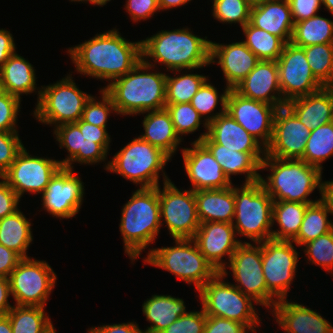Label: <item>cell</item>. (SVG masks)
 <instances>
[{"mask_svg": "<svg viewBox=\"0 0 333 333\" xmlns=\"http://www.w3.org/2000/svg\"><path fill=\"white\" fill-rule=\"evenodd\" d=\"M61 167L59 160L32 156L23 147L1 177L21 199L26 192L42 194L50 179Z\"/></svg>", "mask_w": 333, "mask_h": 333, "instance_id": "obj_15", "label": "cell"}, {"mask_svg": "<svg viewBox=\"0 0 333 333\" xmlns=\"http://www.w3.org/2000/svg\"><path fill=\"white\" fill-rule=\"evenodd\" d=\"M201 142L217 143L230 150L248 152L259 164L266 155V148L226 112L208 123L207 135Z\"/></svg>", "mask_w": 333, "mask_h": 333, "instance_id": "obj_23", "label": "cell"}, {"mask_svg": "<svg viewBox=\"0 0 333 333\" xmlns=\"http://www.w3.org/2000/svg\"><path fill=\"white\" fill-rule=\"evenodd\" d=\"M224 89L223 94L219 95L217 88H215L214 85L207 79L191 99L190 104L207 123L226 112V101L230 88L226 86ZM218 103L221 105L220 110L219 112L214 113Z\"/></svg>", "mask_w": 333, "mask_h": 333, "instance_id": "obj_43", "label": "cell"}, {"mask_svg": "<svg viewBox=\"0 0 333 333\" xmlns=\"http://www.w3.org/2000/svg\"><path fill=\"white\" fill-rule=\"evenodd\" d=\"M252 3H255V2H258V1H261V0H250Z\"/></svg>", "mask_w": 333, "mask_h": 333, "instance_id": "obj_67", "label": "cell"}, {"mask_svg": "<svg viewBox=\"0 0 333 333\" xmlns=\"http://www.w3.org/2000/svg\"><path fill=\"white\" fill-rule=\"evenodd\" d=\"M308 205L299 202L273 201L272 225L277 223L279 230H272V239L292 241L300 230Z\"/></svg>", "mask_w": 333, "mask_h": 333, "instance_id": "obj_35", "label": "cell"}, {"mask_svg": "<svg viewBox=\"0 0 333 333\" xmlns=\"http://www.w3.org/2000/svg\"><path fill=\"white\" fill-rule=\"evenodd\" d=\"M304 254L311 264L323 268L333 276V229L303 245Z\"/></svg>", "mask_w": 333, "mask_h": 333, "instance_id": "obj_46", "label": "cell"}, {"mask_svg": "<svg viewBox=\"0 0 333 333\" xmlns=\"http://www.w3.org/2000/svg\"><path fill=\"white\" fill-rule=\"evenodd\" d=\"M286 106L309 130H314L333 121V87H323L314 93L293 99Z\"/></svg>", "mask_w": 333, "mask_h": 333, "instance_id": "obj_28", "label": "cell"}, {"mask_svg": "<svg viewBox=\"0 0 333 333\" xmlns=\"http://www.w3.org/2000/svg\"><path fill=\"white\" fill-rule=\"evenodd\" d=\"M220 164L224 174L230 181L232 175L245 174L244 183L260 180V164L248 153L227 149L217 143H203Z\"/></svg>", "mask_w": 333, "mask_h": 333, "instance_id": "obj_33", "label": "cell"}, {"mask_svg": "<svg viewBox=\"0 0 333 333\" xmlns=\"http://www.w3.org/2000/svg\"><path fill=\"white\" fill-rule=\"evenodd\" d=\"M44 309L41 306L14 305L7 313L12 333H56Z\"/></svg>", "mask_w": 333, "mask_h": 333, "instance_id": "obj_37", "label": "cell"}, {"mask_svg": "<svg viewBox=\"0 0 333 333\" xmlns=\"http://www.w3.org/2000/svg\"><path fill=\"white\" fill-rule=\"evenodd\" d=\"M3 92V88H2V83H1V78H0V94Z\"/></svg>", "mask_w": 333, "mask_h": 333, "instance_id": "obj_66", "label": "cell"}, {"mask_svg": "<svg viewBox=\"0 0 333 333\" xmlns=\"http://www.w3.org/2000/svg\"><path fill=\"white\" fill-rule=\"evenodd\" d=\"M251 330L248 326L237 321L217 316H207L204 333H248Z\"/></svg>", "mask_w": 333, "mask_h": 333, "instance_id": "obj_52", "label": "cell"}, {"mask_svg": "<svg viewBox=\"0 0 333 333\" xmlns=\"http://www.w3.org/2000/svg\"><path fill=\"white\" fill-rule=\"evenodd\" d=\"M242 242L232 254L228 268L232 271L236 286L250 296L255 305L273 309L277 299L267 290L262 268V242Z\"/></svg>", "mask_w": 333, "mask_h": 333, "instance_id": "obj_12", "label": "cell"}, {"mask_svg": "<svg viewBox=\"0 0 333 333\" xmlns=\"http://www.w3.org/2000/svg\"><path fill=\"white\" fill-rule=\"evenodd\" d=\"M280 90L284 102L314 93L325 87L314 75L306 59L304 47L285 44L277 60Z\"/></svg>", "mask_w": 333, "mask_h": 333, "instance_id": "obj_16", "label": "cell"}, {"mask_svg": "<svg viewBox=\"0 0 333 333\" xmlns=\"http://www.w3.org/2000/svg\"><path fill=\"white\" fill-rule=\"evenodd\" d=\"M111 0H91V4H93L94 6H104L106 5L108 2H110Z\"/></svg>", "mask_w": 333, "mask_h": 333, "instance_id": "obj_64", "label": "cell"}, {"mask_svg": "<svg viewBox=\"0 0 333 333\" xmlns=\"http://www.w3.org/2000/svg\"><path fill=\"white\" fill-rule=\"evenodd\" d=\"M142 59L124 76L103 89L111 96L118 115H139L166 107V73L152 72Z\"/></svg>", "mask_w": 333, "mask_h": 333, "instance_id": "obj_3", "label": "cell"}, {"mask_svg": "<svg viewBox=\"0 0 333 333\" xmlns=\"http://www.w3.org/2000/svg\"><path fill=\"white\" fill-rule=\"evenodd\" d=\"M0 220L19 210L20 198L16 192L0 176Z\"/></svg>", "mask_w": 333, "mask_h": 333, "instance_id": "obj_54", "label": "cell"}, {"mask_svg": "<svg viewBox=\"0 0 333 333\" xmlns=\"http://www.w3.org/2000/svg\"><path fill=\"white\" fill-rule=\"evenodd\" d=\"M0 78L3 91L20 99L23 94H35L38 92L37 101L41 94V88H37L36 73L33 65L20 56L16 51L0 68ZM38 90V91H37Z\"/></svg>", "mask_w": 333, "mask_h": 333, "instance_id": "obj_29", "label": "cell"}, {"mask_svg": "<svg viewBox=\"0 0 333 333\" xmlns=\"http://www.w3.org/2000/svg\"><path fill=\"white\" fill-rule=\"evenodd\" d=\"M333 156V121L310 131L303 161L323 171L322 162Z\"/></svg>", "mask_w": 333, "mask_h": 333, "instance_id": "obj_41", "label": "cell"}, {"mask_svg": "<svg viewBox=\"0 0 333 333\" xmlns=\"http://www.w3.org/2000/svg\"><path fill=\"white\" fill-rule=\"evenodd\" d=\"M121 210L119 231L124 251L133 263L155 242L162 226L158 186L138 188Z\"/></svg>", "mask_w": 333, "mask_h": 333, "instance_id": "obj_5", "label": "cell"}, {"mask_svg": "<svg viewBox=\"0 0 333 333\" xmlns=\"http://www.w3.org/2000/svg\"><path fill=\"white\" fill-rule=\"evenodd\" d=\"M236 237L232 223L205 222L201 223L193 240L200 252L217 272L226 271L228 261L239 245L243 242ZM228 256V261L223 260Z\"/></svg>", "mask_w": 333, "mask_h": 333, "instance_id": "obj_22", "label": "cell"}, {"mask_svg": "<svg viewBox=\"0 0 333 333\" xmlns=\"http://www.w3.org/2000/svg\"><path fill=\"white\" fill-rule=\"evenodd\" d=\"M322 6L333 16V0H322Z\"/></svg>", "mask_w": 333, "mask_h": 333, "instance_id": "obj_63", "label": "cell"}, {"mask_svg": "<svg viewBox=\"0 0 333 333\" xmlns=\"http://www.w3.org/2000/svg\"><path fill=\"white\" fill-rule=\"evenodd\" d=\"M18 132L0 131V176L11 166L24 145Z\"/></svg>", "mask_w": 333, "mask_h": 333, "instance_id": "obj_50", "label": "cell"}, {"mask_svg": "<svg viewBox=\"0 0 333 333\" xmlns=\"http://www.w3.org/2000/svg\"><path fill=\"white\" fill-rule=\"evenodd\" d=\"M195 198L200 223H233L235 212L233 185L222 189L195 191Z\"/></svg>", "mask_w": 333, "mask_h": 333, "instance_id": "obj_30", "label": "cell"}, {"mask_svg": "<svg viewBox=\"0 0 333 333\" xmlns=\"http://www.w3.org/2000/svg\"><path fill=\"white\" fill-rule=\"evenodd\" d=\"M189 1L192 0H158V4L160 7V10L162 11H166V10H170V9H175L177 7L180 6H185L187 3H189Z\"/></svg>", "mask_w": 333, "mask_h": 333, "instance_id": "obj_61", "label": "cell"}, {"mask_svg": "<svg viewBox=\"0 0 333 333\" xmlns=\"http://www.w3.org/2000/svg\"><path fill=\"white\" fill-rule=\"evenodd\" d=\"M0 333H12V327L8 315L0 316Z\"/></svg>", "mask_w": 333, "mask_h": 333, "instance_id": "obj_62", "label": "cell"}, {"mask_svg": "<svg viewBox=\"0 0 333 333\" xmlns=\"http://www.w3.org/2000/svg\"><path fill=\"white\" fill-rule=\"evenodd\" d=\"M10 31L0 29V68L16 51V44Z\"/></svg>", "mask_w": 333, "mask_h": 333, "instance_id": "obj_57", "label": "cell"}, {"mask_svg": "<svg viewBox=\"0 0 333 333\" xmlns=\"http://www.w3.org/2000/svg\"><path fill=\"white\" fill-rule=\"evenodd\" d=\"M77 73L108 81L124 76L142 59L141 40L127 41L116 27L67 49Z\"/></svg>", "mask_w": 333, "mask_h": 333, "instance_id": "obj_1", "label": "cell"}, {"mask_svg": "<svg viewBox=\"0 0 333 333\" xmlns=\"http://www.w3.org/2000/svg\"><path fill=\"white\" fill-rule=\"evenodd\" d=\"M142 312L151 325L147 333H161L180 316L187 314L186 305L181 298L171 295L154 294L142 304Z\"/></svg>", "mask_w": 333, "mask_h": 333, "instance_id": "obj_32", "label": "cell"}, {"mask_svg": "<svg viewBox=\"0 0 333 333\" xmlns=\"http://www.w3.org/2000/svg\"><path fill=\"white\" fill-rule=\"evenodd\" d=\"M294 23L309 19L319 12L322 0H288Z\"/></svg>", "mask_w": 333, "mask_h": 333, "instance_id": "obj_53", "label": "cell"}, {"mask_svg": "<svg viewBox=\"0 0 333 333\" xmlns=\"http://www.w3.org/2000/svg\"><path fill=\"white\" fill-rule=\"evenodd\" d=\"M276 110V106L246 98L234 89H230L227 96L226 113L265 148L272 139Z\"/></svg>", "mask_w": 333, "mask_h": 333, "instance_id": "obj_18", "label": "cell"}, {"mask_svg": "<svg viewBox=\"0 0 333 333\" xmlns=\"http://www.w3.org/2000/svg\"><path fill=\"white\" fill-rule=\"evenodd\" d=\"M53 134L60 148H65L68 155L59 163L68 169H74L72 164H99L106 162L111 143L110 138H88L79 126L74 123H65L54 127Z\"/></svg>", "mask_w": 333, "mask_h": 333, "instance_id": "obj_19", "label": "cell"}, {"mask_svg": "<svg viewBox=\"0 0 333 333\" xmlns=\"http://www.w3.org/2000/svg\"><path fill=\"white\" fill-rule=\"evenodd\" d=\"M293 241L269 239L262 242V268L267 290L279 301L287 299L296 277L299 252Z\"/></svg>", "mask_w": 333, "mask_h": 333, "instance_id": "obj_14", "label": "cell"}, {"mask_svg": "<svg viewBox=\"0 0 333 333\" xmlns=\"http://www.w3.org/2000/svg\"><path fill=\"white\" fill-rule=\"evenodd\" d=\"M250 23L256 28L291 42L294 21L288 0H261L253 3Z\"/></svg>", "mask_w": 333, "mask_h": 333, "instance_id": "obj_27", "label": "cell"}, {"mask_svg": "<svg viewBox=\"0 0 333 333\" xmlns=\"http://www.w3.org/2000/svg\"><path fill=\"white\" fill-rule=\"evenodd\" d=\"M75 123L79 126L80 131L84 132V135L88 138H110L107 127H98L82 119Z\"/></svg>", "mask_w": 333, "mask_h": 333, "instance_id": "obj_59", "label": "cell"}, {"mask_svg": "<svg viewBox=\"0 0 333 333\" xmlns=\"http://www.w3.org/2000/svg\"><path fill=\"white\" fill-rule=\"evenodd\" d=\"M21 259L16 252L0 244V276L8 278Z\"/></svg>", "mask_w": 333, "mask_h": 333, "instance_id": "obj_56", "label": "cell"}, {"mask_svg": "<svg viewBox=\"0 0 333 333\" xmlns=\"http://www.w3.org/2000/svg\"><path fill=\"white\" fill-rule=\"evenodd\" d=\"M245 40L242 41L259 60L277 61L285 42L278 36L256 28L250 22L242 27Z\"/></svg>", "mask_w": 333, "mask_h": 333, "instance_id": "obj_39", "label": "cell"}, {"mask_svg": "<svg viewBox=\"0 0 333 333\" xmlns=\"http://www.w3.org/2000/svg\"><path fill=\"white\" fill-rule=\"evenodd\" d=\"M87 333H147L146 330L139 328L136 322L106 324L99 327H93L87 330Z\"/></svg>", "mask_w": 333, "mask_h": 333, "instance_id": "obj_55", "label": "cell"}, {"mask_svg": "<svg viewBox=\"0 0 333 333\" xmlns=\"http://www.w3.org/2000/svg\"><path fill=\"white\" fill-rule=\"evenodd\" d=\"M313 75L325 86L333 87V44L304 47Z\"/></svg>", "mask_w": 333, "mask_h": 333, "instance_id": "obj_44", "label": "cell"}, {"mask_svg": "<svg viewBox=\"0 0 333 333\" xmlns=\"http://www.w3.org/2000/svg\"><path fill=\"white\" fill-rule=\"evenodd\" d=\"M11 295L9 279L0 276V316L7 315L14 305H11L8 298Z\"/></svg>", "mask_w": 333, "mask_h": 333, "instance_id": "obj_58", "label": "cell"}, {"mask_svg": "<svg viewBox=\"0 0 333 333\" xmlns=\"http://www.w3.org/2000/svg\"><path fill=\"white\" fill-rule=\"evenodd\" d=\"M124 9L135 23L148 20L154 13L161 11L158 0H126Z\"/></svg>", "mask_w": 333, "mask_h": 333, "instance_id": "obj_51", "label": "cell"}, {"mask_svg": "<svg viewBox=\"0 0 333 333\" xmlns=\"http://www.w3.org/2000/svg\"><path fill=\"white\" fill-rule=\"evenodd\" d=\"M17 306H46L56 284V273L46 261L22 258L8 277Z\"/></svg>", "mask_w": 333, "mask_h": 333, "instance_id": "obj_11", "label": "cell"}, {"mask_svg": "<svg viewBox=\"0 0 333 333\" xmlns=\"http://www.w3.org/2000/svg\"><path fill=\"white\" fill-rule=\"evenodd\" d=\"M216 62L223 71L226 86L233 89L255 68L259 59L242 41L230 44L210 41V64Z\"/></svg>", "mask_w": 333, "mask_h": 333, "instance_id": "obj_25", "label": "cell"}, {"mask_svg": "<svg viewBox=\"0 0 333 333\" xmlns=\"http://www.w3.org/2000/svg\"><path fill=\"white\" fill-rule=\"evenodd\" d=\"M165 108L171 116L175 132L181 140H183L182 135L198 131L201 124L206 131L200 134L194 142H201L207 135L208 123L205 120L202 121V116L190 103L166 104Z\"/></svg>", "mask_w": 333, "mask_h": 333, "instance_id": "obj_42", "label": "cell"}, {"mask_svg": "<svg viewBox=\"0 0 333 333\" xmlns=\"http://www.w3.org/2000/svg\"><path fill=\"white\" fill-rule=\"evenodd\" d=\"M192 148L183 147L184 169L192 190L222 189L234 185L224 174L210 150L202 142H191Z\"/></svg>", "mask_w": 333, "mask_h": 333, "instance_id": "obj_21", "label": "cell"}, {"mask_svg": "<svg viewBox=\"0 0 333 333\" xmlns=\"http://www.w3.org/2000/svg\"><path fill=\"white\" fill-rule=\"evenodd\" d=\"M141 53L142 60L154 68L156 63H160L169 72H189L210 65V40L206 36H196L187 27L161 30L141 40Z\"/></svg>", "mask_w": 333, "mask_h": 333, "instance_id": "obj_2", "label": "cell"}, {"mask_svg": "<svg viewBox=\"0 0 333 333\" xmlns=\"http://www.w3.org/2000/svg\"><path fill=\"white\" fill-rule=\"evenodd\" d=\"M172 160L160 148L142 140L139 136L132 139L105 163V170L117 173L140 188L157 187L160 171L163 174V183L170 181L164 172V166Z\"/></svg>", "mask_w": 333, "mask_h": 333, "instance_id": "obj_6", "label": "cell"}, {"mask_svg": "<svg viewBox=\"0 0 333 333\" xmlns=\"http://www.w3.org/2000/svg\"><path fill=\"white\" fill-rule=\"evenodd\" d=\"M212 16L220 23H238L244 27L250 22L251 8L250 0H212Z\"/></svg>", "mask_w": 333, "mask_h": 333, "instance_id": "obj_45", "label": "cell"}, {"mask_svg": "<svg viewBox=\"0 0 333 333\" xmlns=\"http://www.w3.org/2000/svg\"><path fill=\"white\" fill-rule=\"evenodd\" d=\"M143 119L144 134L142 133L139 137L151 145L160 148L172 158L182 140L175 132L169 112L166 108L147 111Z\"/></svg>", "mask_w": 333, "mask_h": 333, "instance_id": "obj_31", "label": "cell"}, {"mask_svg": "<svg viewBox=\"0 0 333 333\" xmlns=\"http://www.w3.org/2000/svg\"><path fill=\"white\" fill-rule=\"evenodd\" d=\"M206 314L201 307L200 311H190L180 316L161 333H204Z\"/></svg>", "mask_w": 333, "mask_h": 333, "instance_id": "obj_49", "label": "cell"}, {"mask_svg": "<svg viewBox=\"0 0 333 333\" xmlns=\"http://www.w3.org/2000/svg\"><path fill=\"white\" fill-rule=\"evenodd\" d=\"M269 312L285 333H333L329 321L301 303L279 300Z\"/></svg>", "mask_w": 333, "mask_h": 333, "instance_id": "obj_26", "label": "cell"}, {"mask_svg": "<svg viewBox=\"0 0 333 333\" xmlns=\"http://www.w3.org/2000/svg\"><path fill=\"white\" fill-rule=\"evenodd\" d=\"M21 101L20 98L5 91L0 94V131L19 132L16 124Z\"/></svg>", "mask_w": 333, "mask_h": 333, "instance_id": "obj_48", "label": "cell"}, {"mask_svg": "<svg viewBox=\"0 0 333 333\" xmlns=\"http://www.w3.org/2000/svg\"><path fill=\"white\" fill-rule=\"evenodd\" d=\"M182 70L170 71L175 76H166V99L165 104L190 103L193 96L197 93L201 85L208 79L207 76L188 73ZM175 72L180 73L176 74ZM177 75V76H176Z\"/></svg>", "mask_w": 333, "mask_h": 333, "instance_id": "obj_40", "label": "cell"}, {"mask_svg": "<svg viewBox=\"0 0 333 333\" xmlns=\"http://www.w3.org/2000/svg\"><path fill=\"white\" fill-rule=\"evenodd\" d=\"M70 1H72V2H80L81 1L82 3L83 2H85V3L86 2L91 3V0H70Z\"/></svg>", "mask_w": 333, "mask_h": 333, "instance_id": "obj_65", "label": "cell"}, {"mask_svg": "<svg viewBox=\"0 0 333 333\" xmlns=\"http://www.w3.org/2000/svg\"><path fill=\"white\" fill-rule=\"evenodd\" d=\"M31 222L21 210L0 220V244L16 252L21 258H29L27 250L33 241Z\"/></svg>", "mask_w": 333, "mask_h": 333, "instance_id": "obj_34", "label": "cell"}, {"mask_svg": "<svg viewBox=\"0 0 333 333\" xmlns=\"http://www.w3.org/2000/svg\"><path fill=\"white\" fill-rule=\"evenodd\" d=\"M161 225L166 224L171 238L193 239L200 226L195 191L178 189L173 182L158 185ZM163 221V222H162Z\"/></svg>", "mask_w": 333, "mask_h": 333, "instance_id": "obj_13", "label": "cell"}, {"mask_svg": "<svg viewBox=\"0 0 333 333\" xmlns=\"http://www.w3.org/2000/svg\"><path fill=\"white\" fill-rule=\"evenodd\" d=\"M90 97L91 94L79 89L72 74H68L56 83L41 86L32 114L40 123L49 126L78 122Z\"/></svg>", "mask_w": 333, "mask_h": 333, "instance_id": "obj_10", "label": "cell"}, {"mask_svg": "<svg viewBox=\"0 0 333 333\" xmlns=\"http://www.w3.org/2000/svg\"><path fill=\"white\" fill-rule=\"evenodd\" d=\"M329 213L333 215L330 206L322 199L309 204L304 213L300 230L292 240L293 243L300 247L330 232L333 229V222L328 218Z\"/></svg>", "mask_w": 333, "mask_h": 333, "instance_id": "obj_36", "label": "cell"}, {"mask_svg": "<svg viewBox=\"0 0 333 333\" xmlns=\"http://www.w3.org/2000/svg\"><path fill=\"white\" fill-rule=\"evenodd\" d=\"M233 89L246 98L277 108L286 105L280 90L277 61L259 60L255 68Z\"/></svg>", "mask_w": 333, "mask_h": 333, "instance_id": "obj_24", "label": "cell"}, {"mask_svg": "<svg viewBox=\"0 0 333 333\" xmlns=\"http://www.w3.org/2000/svg\"><path fill=\"white\" fill-rule=\"evenodd\" d=\"M269 168V169H268ZM269 170L266 178L260 175V182L273 201L312 204L321 199L310 200L308 196L317 188L322 194V171L303 160L278 159L265 156L260 171Z\"/></svg>", "mask_w": 333, "mask_h": 333, "instance_id": "obj_4", "label": "cell"}, {"mask_svg": "<svg viewBox=\"0 0 333 333\" xmlns=\"http://www.w3.org/2000/svg\"><path fill=\"white\" fill-rule=\"evenodd\" d=\"M233 226L236 234L249 238L253 243L272 239L273 199L260 181L234 185Z\"/></svg>", "mask_w": 333, "mask_h": 333, "instance_id": "obj_7", "label": "cell"}, {"mask_svg": "<svg viewBox=\"0 0 333 333\" xmlns=\"http://www.w3.org/2000/svg\"><path fill=\"white\" fill-rule=\"evenodd\" d=\"M101 99L93 95L86 102L82 113V120L98 127H107L110 113L117 114L111 96L103 89H100Z\"/></svg>", "mask_w": 333, "mask_h": 333, "instance_id": "obj_47", "label": "cell"}, {"mask_svg": "<svg viewBox=\"0 0 333 333\" xmlns=\"http://www.w3.org/2000/svg\"><path fill=\"white\" fill-rule=\"evenodd\" d=\"M291 42L299 47L333 44V20L319 14L294 24Z\"/></svg>", "mask_w": 333, "mask_h": 333, "instance_id": "obj_38", "label": "cell"}, {"mask_svg": "<svg viewBox=\"0 0 333 333\" xmlns=\"http://www.w3.org/2000/svg\"><path fill=\"white\" fill-rule=\"evenodd\" d=\"M321 199L330 206L333 212V181H322Z\"/></svg>", "mask_w": 333, "mask_h": 333, "instance_id": "obj_60", "label": "cell"}, {"mask_svg": "<svg viewBox=\"0 0 333 333\" xmlns=\"http://www.w3.org/2000/svg\"><path fill=\"white\" fill-rule=\"evenodd\" d=\"M73 171L62 166L41 194V205L52 217L70 219L81 209L85 186Z\"/></svg>", "mask_w": 333, "mask_h": 333, "instance_id": "obj_17", "label": "cell"}, {"mask_svg": "<svg viewBox=\"0 0 333 333\" xmlns=\"http://www.w3.org/2000/svg\"><path fill=\"white\" fill-rule=\"evenodd\" d=\"M228 272H218L197 293L201 307L207 316H217L237 321L256 333L260 320L255 311V301L240 291L234 284L226 282Z\"/></svg>", "mask_w": 333, "mask_h": 333, "instance_id": "obj_9", "label": "cell"}, {"mask_svg": "<svg viewBox=\"0 0 333 333\" xmlns=\"http://www.w3.org/2000/svg\"><path fill=\"white\" fill-rule=\"evenodd\" d=\"M310 131L286 105L277 108L265 156L302 160Z\"/></svg>", "mask_w": 333, "mask_h": 333, "instance_id": "obj_20", "label": "cell"}, {"mask_svg": "<svg viewBox=\"0 0 333 333\" xmlns=\"http://www.w3.org/2000/svg\"><path fill=\"white\" fill-rule=\"evenodd\" d=\"M170 247L149 248L144 263L161 268L199 291L218 272L205 259L193 239H174Z\"/></svg>", "mask_w": 333, "mask_h": 333, "instance_id": "obj_8", "label": "cell"}]
</instances>
